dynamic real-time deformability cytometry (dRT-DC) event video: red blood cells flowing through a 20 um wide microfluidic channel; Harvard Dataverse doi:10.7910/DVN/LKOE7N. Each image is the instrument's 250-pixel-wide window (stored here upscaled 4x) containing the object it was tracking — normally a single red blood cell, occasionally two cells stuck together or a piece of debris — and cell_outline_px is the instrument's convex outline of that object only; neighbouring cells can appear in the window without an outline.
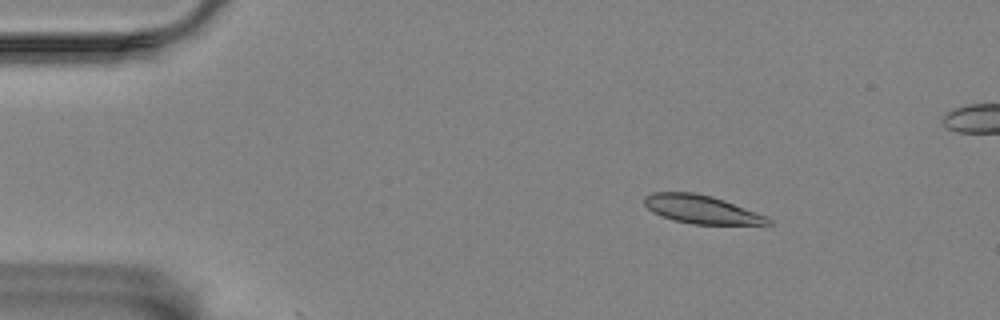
{"species": "Egyptian fruit bat (a non-hibernating species)", "species_latin": "Rousettus aegyptiacus", "temperature_condition": "room temperature", "stored_images_in_passage": 9, "camera_frame_rate_fps": 3000, "um_per_image_px": 0.085, "animal": {"sex": "female"}, "frame": {"image": 1, "passage_image": 8, "time_ms": 2.333, "image_size_px": [1000, 320], "cell_outline_px": [[772, 224], [692, 224], [660, 216], [652, 212], [644, 204], [644, 196], [652, 192], [696, 192], [712, 196], [724, 200], [764, 216], [772, 220]], "centroid_in_image_um": [59.55, 17.78], "position_along_channel_um": 25.5, "area_um2": 20.17}}